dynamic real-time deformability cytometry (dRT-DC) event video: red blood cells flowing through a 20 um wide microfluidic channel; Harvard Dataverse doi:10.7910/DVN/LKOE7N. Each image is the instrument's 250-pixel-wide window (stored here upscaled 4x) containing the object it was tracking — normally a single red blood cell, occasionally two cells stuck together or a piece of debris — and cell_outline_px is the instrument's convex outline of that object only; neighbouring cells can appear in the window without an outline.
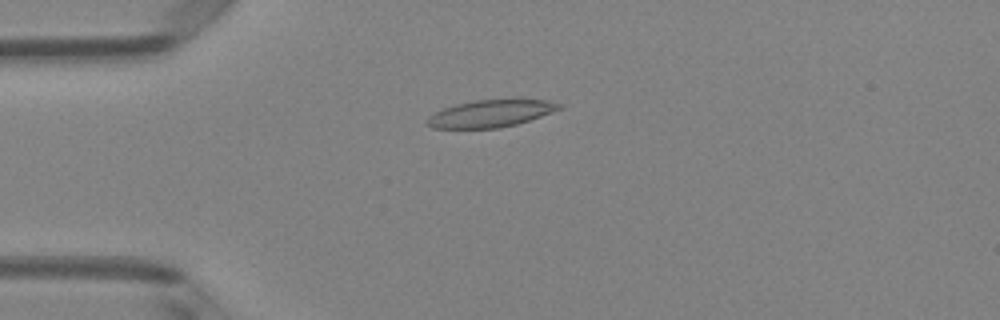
{"species": "Egyptian fruit bat (a non-hibernating species)", "species_latin": "Rousettus aegyptiacus", "temperature_condition": "room temperature", "stored_images_in_passage": 40, "camera_frame_rate_fps": 3000, "um_per_image_px": 0.085, "animal": {"sex": "female"}, "frame": {"image": 1, "passage_image": 2, "time_ms": 0.333, "image_size_px": [1000, 320], "cell_outline_px": [[564, 108], [516, 124], [500, 128], [432, 128], [428, 124], [428, 116], [444, 108], [456, 104], [476, 100], [512, 96], [548, 100], [564, 104]], "centroid_in_image_um": [41.83, 9.59], "position_along_channel_um": 43.2, "area_um2": 21.68}}
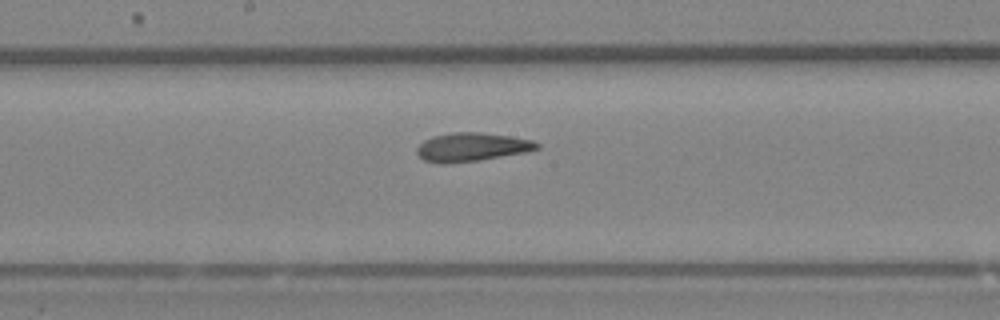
{"frame": {"image": 2, "passage_image": 16, "time_ms": 5.0, "image_size_px": [1000, 320], "cell_outline_px": [[540, 148], [524, 152], [480, 160], [444, 164], [440, 164], [424, 160], [416, 152], [416, 148], [424, 140], [432, 136], [452, 132], [480, 132], [512, 136], [532, 140], [540, 144]], "centroid_in_image_um": [40.08, 12.49], "position_along_channel_um": 208.1, "area_um2": 20.06}}
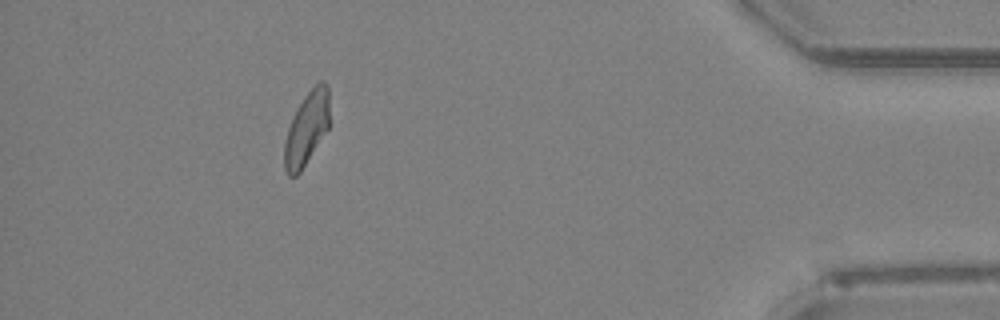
{"frame": {"image": 3, "passage_image": 35, "time_ms": 11.333, "image_size_px": [1000, 320], "cell_outline_px": [[328, 128], [300, 172], [296, 176], [288, 176], [284, 168], [284, 144], [288, 128], [292, 116], [296, 108], [304, 96], [320, 80], [324, 80], [328, 84]], "centroid_in_image_um": [26.04, 10.91], "position_along_channel_um": 409.2, "area_um2": 19.07}, "authors_computed_cell_mechanics": {"area_um2": 19.9988, "velocity_mm_per_s": 4.0255, "shape_relaxation_time_tau1_ms": 10.3959, "shape_relaxation_time_tau2_ms": 1.4478, "deformation_change_tau1": 0.2365, "deformation_change_tau2": 0.0922}}